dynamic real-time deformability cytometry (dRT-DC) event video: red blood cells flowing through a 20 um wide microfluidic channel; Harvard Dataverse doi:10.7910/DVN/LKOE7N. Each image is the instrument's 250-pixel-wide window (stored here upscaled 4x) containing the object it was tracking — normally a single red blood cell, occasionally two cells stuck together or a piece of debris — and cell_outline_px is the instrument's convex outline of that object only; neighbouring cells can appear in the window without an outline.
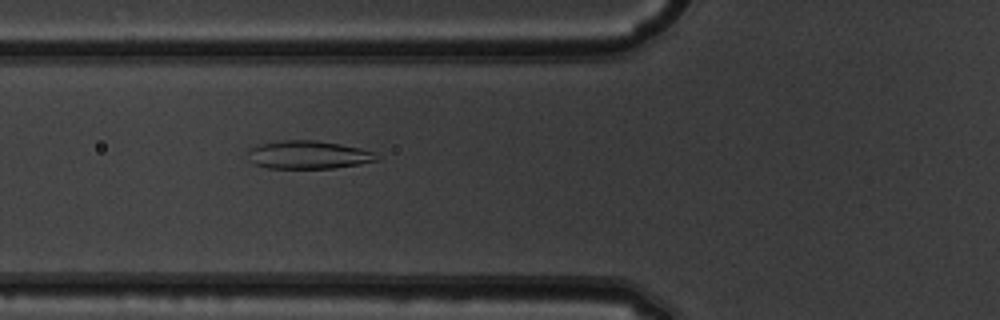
{"species": "common noctule bat (a hibernating species)", "species_latin": "Nyctalus noctula", "temperature_condition": "warm", "stored_images_in_passage": 50, "camera_frame_rate_fps": 3000, "um_per_image_px": 0.085, "animal": {"sex": "male", "body_mass_g": 19.5, "forearm_length_mm": 54.6}, "frame": {"image": 1, "passage_image": 19, "time_ms": 6.0, "image_size_px": [1000, 320], "cell_outline_px": [[380, 160], [360, 164], [332, 168], [268, 168], [252, 164], [248, 160], [248, 148], [260, 144], [284, 140], [316, 140], [340, 144], [360, 148], [372, 152]], "centroid_in_image_um": [26.15, 13.16], "position_along_channel_um": 99.6, "area_um2": 21.15}}
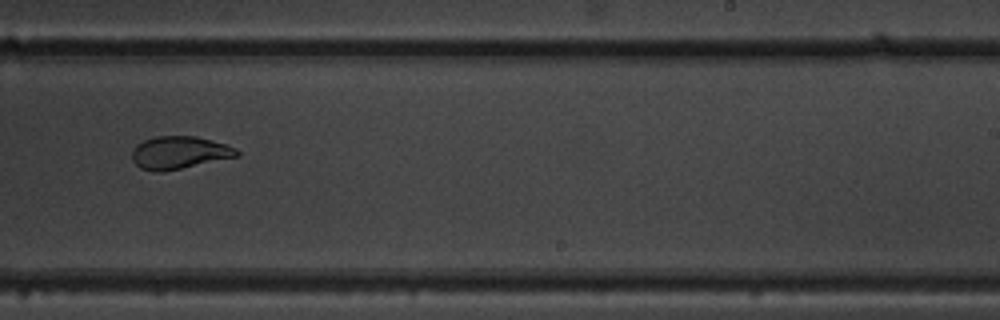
{"frame": {"image": 2, "passage_image": 32, "time_ms": 10.333, "image_size_px": [1000, 320], "cell_outline_px": [[240, 156], [160, 172], [152, 172], [140, 168], [132, 160], [132, 152], [136, 144], [144, 140], [156, 136], [196, 136], [228, 144], [236, 148], [240, 152]], "centroid_in_image_um": [15.25, 12.96], "position_along_channel_um": 273.7, "area_um2": 20.06}}
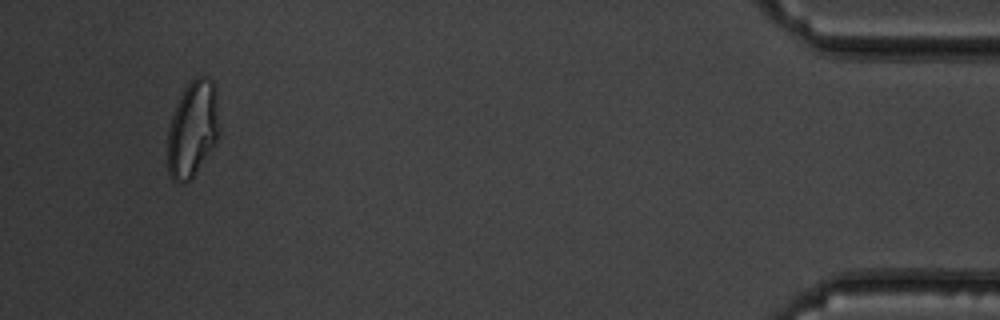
{"frame": {"image": 3, "passage_image": 48, "time_ms": 15.667, "image_size_px": [1000, 320], "cell_outline_px": [[220, 132], [212, 148], [192, 176], [184, 184], [180, 184], [172, 180], [168, 172], [168, 128], [176, 104], [184, 88], [196, 76], [208, 76], [212, 80], [216, 88], [220, 128]], "centroid_in_image_um": [16.38, 10.93], "position_along_channel_um": 418.8, "area_um2": 29.07}, "authors_computed_cell_mechanics": {"area_um2": 23.7847, "velocity_mm_per_s": 4.0181, "shape_relaxation_time_tau1_ms": 6.0326, "shape_relaxation_time_tau2_ms": 0.7303, "deformation_change_tau1": 0.1878, "deformation_change_tau2": 0.036}}